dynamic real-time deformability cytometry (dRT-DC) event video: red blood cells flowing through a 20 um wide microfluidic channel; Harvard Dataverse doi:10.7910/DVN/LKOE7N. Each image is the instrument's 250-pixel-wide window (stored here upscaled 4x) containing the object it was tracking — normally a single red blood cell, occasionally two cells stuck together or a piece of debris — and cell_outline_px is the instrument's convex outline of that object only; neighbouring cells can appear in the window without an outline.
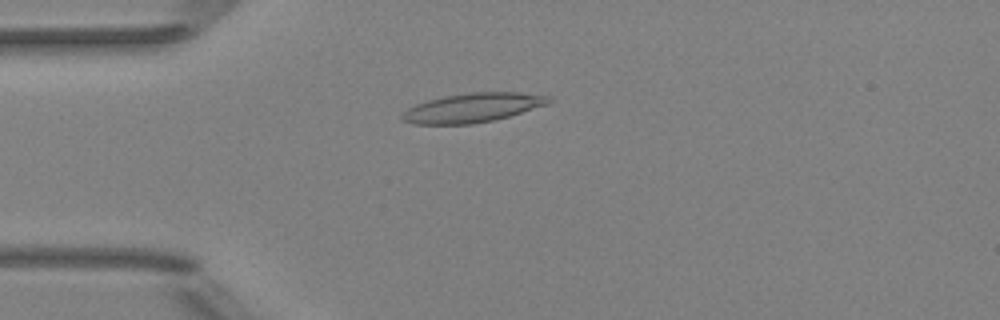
{"species": "Egyptian fruit bat (a non-hibernating species)", "species_latin": "Rousettus aegyptiacus", "temperature_condition": "room temperature", "stored_images_in_passage": 7, "camera_frame_rate_fps": 3000, "um_per_image_px": 0.085, "animal": {"sex": "female"}, "frame": {"image": 1, "passage_image": 4, "time_ms": 3.667, "image_size_px": [1000, 320], "cell_outline_px": [[552, 100], [548, 104], [496, 120], [472, 124], [412, 124], [400, 120], [400, 116], [408, 108], [416, 104], [428, 100], [444, 96], [472, 92], [520, 92], [548, 96]], "centroid_in_image_um": [40.15, 9.16], "position_along_channel_um": 44.8, "area_um2": 24.97}}
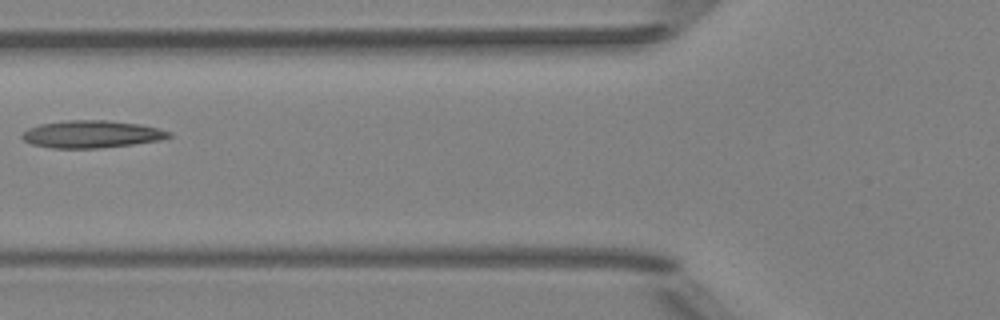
{"frame": {"image": 2, "passage_image": 6, "time_ms": 6.0, "image_size_px": [1000, 320], "cell_outline_px": [[172, 136], [160, 140], [132, 144], [96, 148], [52, 148], [32, 144], [24, 140], [20, 136], [28, 128], [40, 124], [64, 120], [108, 120], [140, 124], [172, 132]], "centroid_in_image_um": [7.77, 11.4], "position_along_channel_um": 118.0, "area_um2": 23.35}}
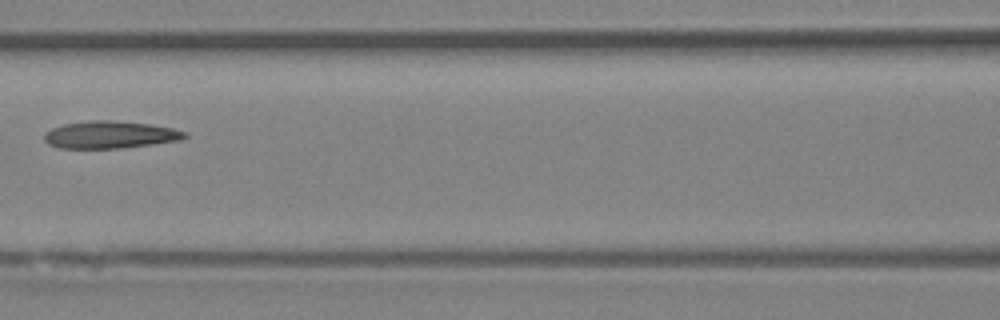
{"frame": {"image": 3, "passage_image": 7, "time_ms": 7.0, "image_size_px": [1000, 320], "cell_outline_px": [[188, 136], [184, 140], [124, 148], [56, 148], [48, 144], [44, 140], [44, 132], [52, 128], [64, 124], [92, 120], [108, 120], [148, 124], [172, 128], [184, 132]], "centroid_in_image_um": [9.34, 11.46], "position_along_channel_um": 157.3, "area_um2": 22.43}}